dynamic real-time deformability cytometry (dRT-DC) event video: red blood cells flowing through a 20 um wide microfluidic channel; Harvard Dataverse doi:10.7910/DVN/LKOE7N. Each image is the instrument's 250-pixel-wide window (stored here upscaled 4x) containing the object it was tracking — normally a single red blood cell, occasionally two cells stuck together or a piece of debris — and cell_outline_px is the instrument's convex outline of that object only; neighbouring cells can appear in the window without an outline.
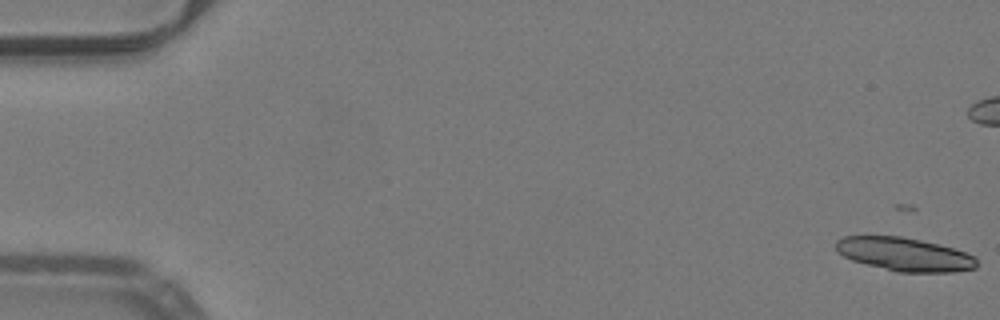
{"species": "common noctule bat (a hibernating species)", "species_latin": "Nyctalus noctula", "temperature_condition": "warm", "stored_images_in_passage": 54, "camera_frame_rate_fps": 3000, "um_per_image_px": 0.085, "animal": {"sex": "male", "body_mass_g": 19.2, "forearm_length_mm": 51.8}, "frame": {"image": 1, "passage_image": 2, "time_ms": 0.333, "image_size_px": [1000, 320], "cell_outline_px": [[976, 268], [952, 272], [896, 272], [852, 260], [836, 252], [836, 240], [844, 236], [900, 236], [940, 244], [976, 256]], "centroid_in_image_um": [76.87, 21.61], "position_along_channel_um": 8.1, "area_um2": 27.4}}